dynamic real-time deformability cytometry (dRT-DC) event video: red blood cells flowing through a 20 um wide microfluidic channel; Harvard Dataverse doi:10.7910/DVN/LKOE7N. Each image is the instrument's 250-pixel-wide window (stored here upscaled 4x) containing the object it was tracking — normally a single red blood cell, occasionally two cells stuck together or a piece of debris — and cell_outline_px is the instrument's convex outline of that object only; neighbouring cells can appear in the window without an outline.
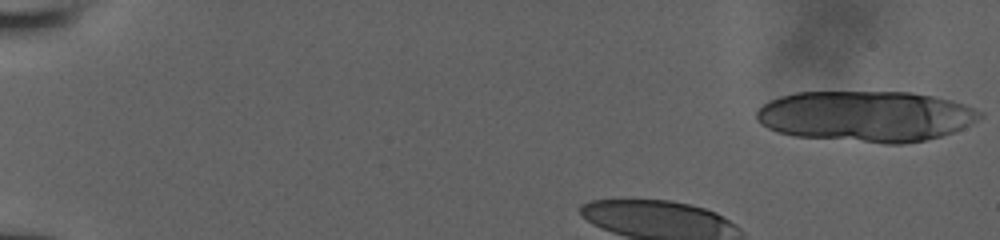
{"species": "human", "species_latin": "Homo sapiens", "temperature_condition": "room temperature", "stored_images_in_passage": 26, "camera_frame_rate_fps": 3000, "um_per_image_px": 0.085, "donor": {"sex": "male"}, "frame": {"image": 1, "passage_image": 1, "time_ms": 0.0, "image_size_px": [1000, 240], "cell_outline_px": [[984, 116], [952, 132], [940, 136], [924, 140], [904, 144], [884, 144], [796, 136], [776, 132], [760, 124], [756, 120], [756, 112], [768, 100], [780, 96], [796, 92], [912, 92], [952, 100], [964, 104], [984, 112]], "centroid_in_image_um": [73.58, 9.88], "position_along_channel_um": 11.4, "area_um2": 66.41}}
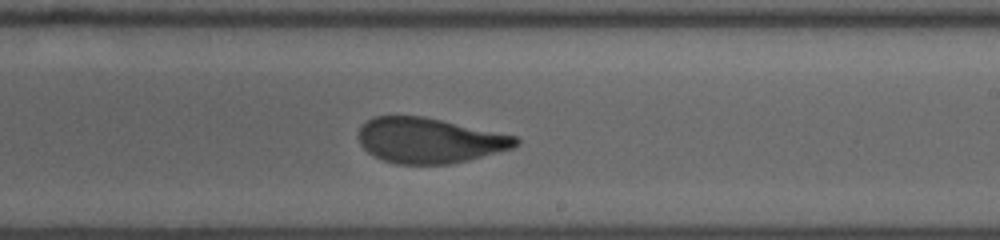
{"frame": {"image": 2, "passage_image": 19, "time_ms": 8.0, "image_size_px": [1000, 240], "cell_outline_px": [[520, 144], [512, 148], [468, 160], [452, 164], [396, 164], [380, 160], [368, 152], [360, 144], [360, 128], [372, 116], [424, 116], [516, 136], [520, 140]], "centroid_in_image_um": [36.5, 11.94], "position_along_channel_um": 252.5, "area_um2": 41.38}}
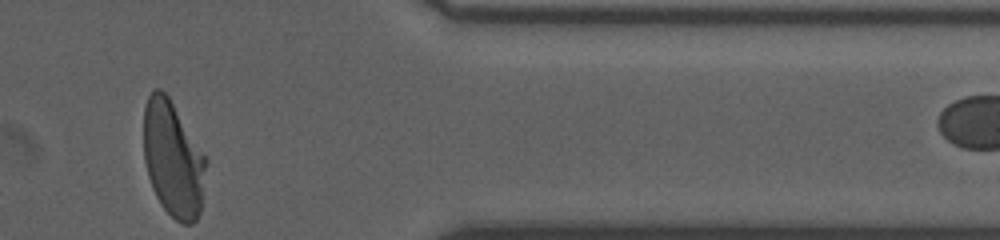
{"frame": {"image": 3, "passage_image": 26, "time_ms": 12.0, "image_size_px": [1000, 240], "cell_outline_px": [[208, 160], [200, 212], [196, 220], [192, 224], [184, 224], [176, 220], [160, 204], [152, 188], [148, 176], [144, 160], [144, 108], [148, 96], [152, 88], [160, 88], [168, 96]], "centroid_in_image_um": [14.71, 13.53], "position_along_channel_um": 396.7, "area_um2": 42.14}}